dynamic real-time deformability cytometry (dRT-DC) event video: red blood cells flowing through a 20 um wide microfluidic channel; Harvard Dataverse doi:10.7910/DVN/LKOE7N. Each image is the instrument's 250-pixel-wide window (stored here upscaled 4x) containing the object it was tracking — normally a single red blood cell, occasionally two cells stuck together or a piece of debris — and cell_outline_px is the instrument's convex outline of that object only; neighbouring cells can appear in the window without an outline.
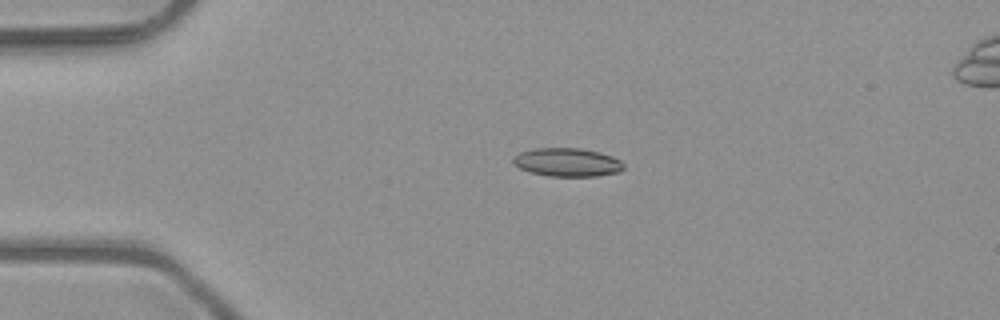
{"species": "common noctule bat (a hibernating species)", "species_latin": "Nyctalus noctula", "temperature_condition": "room temperature", "stored_images_in_passage": 5, "camera_frame_rate_fps": 3000, "um_per_image_px": 0.085, "animal": {"sex": "male", "body_mass_g": 23.1, "forearm_length_mm": 52.7}, "frame": {"image": 1, "passage_image": 3, "time_ms": 0.667, "image_size_px": [1000, 320], "cell_outline_px": [[624, 168], [620, 172], [596, 176], [548, 176], [532, 172], [520, 168], [512, 164], [512, 160], [520, 152], [532, 148], [580, 148], [600, 152], [612, 156], [620, 160], [624, 164]], "centroid_in_image_um": [48.23, 13.79], "position_along_channel_um": 36.8, "area_um2": 18.38}}